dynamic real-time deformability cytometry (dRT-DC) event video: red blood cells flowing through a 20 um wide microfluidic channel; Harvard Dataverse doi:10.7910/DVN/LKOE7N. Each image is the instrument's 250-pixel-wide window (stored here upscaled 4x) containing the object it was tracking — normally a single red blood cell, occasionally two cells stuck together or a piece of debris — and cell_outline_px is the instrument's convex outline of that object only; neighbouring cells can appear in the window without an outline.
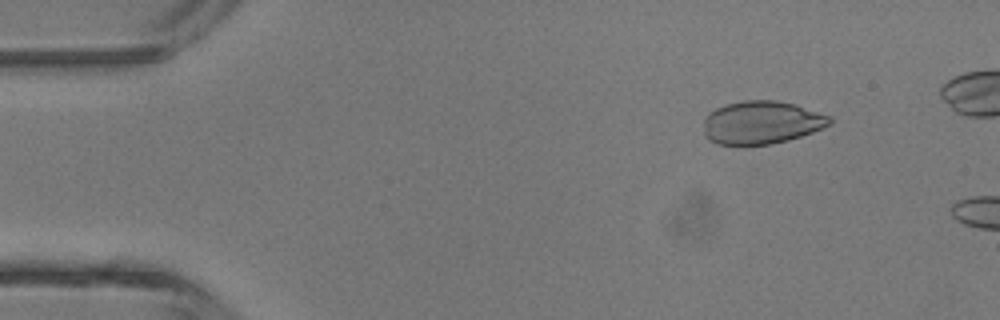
{"species": "common noctule bat (a hibernating species)", "species_latin": "Nyctalus noctula", "temperature_condition": "room temperature", "stored_images_in_passage": 9, "camera_frame_rate_fps": 3000, "um_per_image_px": 0.085, "animal": {"sex": "male", "body_mass_g": 13.3}, "frame": {"image": 1, "passage_image": 6, "time_ms": 1.667, "image_size_px": [1000, 320], "cell_outline_px": [[832, 120], [824, 128], [788, 140], [748, 148], [744, 148], [716, 144], [708, 140], [704, 136], [704, 120], [708, 112], [716, 108], [728, 104], [744, 100], [776, 100], [792, 104], [832, 116]], "centroid_in_image_um": [64.66, 10.46], "position_along_channel_um": 20.3, "area_um2": 32.25}}